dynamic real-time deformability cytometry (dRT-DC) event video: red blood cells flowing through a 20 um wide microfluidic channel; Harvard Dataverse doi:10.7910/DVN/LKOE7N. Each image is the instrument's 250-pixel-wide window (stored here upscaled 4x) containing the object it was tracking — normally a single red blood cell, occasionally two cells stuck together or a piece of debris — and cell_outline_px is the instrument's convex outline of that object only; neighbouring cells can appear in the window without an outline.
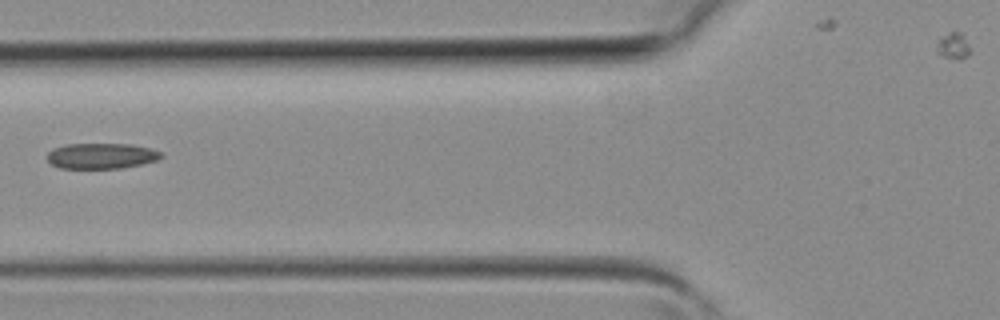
{"species": "common noctule bat (a hibernating species)", "species_latin": "Nyctalus noctula", "temperature_condition": "room temperature", "stored_images_in_passage": 3, "camera_frame_rate_fps": 3000, "um_per_image_px": 0.085, "animal": {"sex": "female", "body_mass_g": 19.3, "forearm_length_mm": 54.1}, "frame": {"image": 1, "passage_image": 2, "time_ms": 0.333, "image_size_px": [1000, 320], "cell_outline_px": [[164, 156], [156, 160], [140, 164], [120, 168], [60, 168], [52, 164], [48, 160], [48, 152], [52, 148], [68, 144], [132, 144], [152, 148], [160, 152]], "centroid_in_image_um": [8.62, 13.24], "position_along_channel_um": 117.2, "area_um2": 16.94}}